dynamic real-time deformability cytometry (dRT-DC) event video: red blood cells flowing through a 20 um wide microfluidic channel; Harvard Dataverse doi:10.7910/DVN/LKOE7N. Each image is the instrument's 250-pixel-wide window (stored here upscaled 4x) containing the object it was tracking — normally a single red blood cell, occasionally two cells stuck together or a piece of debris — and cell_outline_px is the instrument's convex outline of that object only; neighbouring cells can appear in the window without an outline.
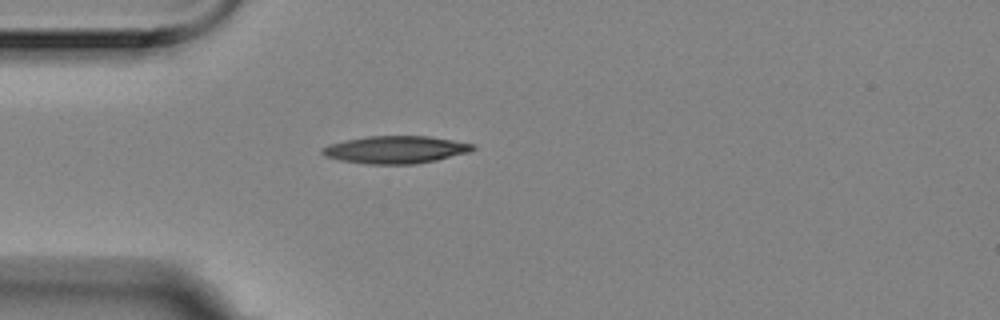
{"species": "Egyptian fruit bat (a non-hibernating species)", "species_latin": "Rousettus aegyptiacus", "temperature_condition": "room temperature", "stored_images_in_passage": 1, "camera_frame_rate_fps": 3000, "um_per_image_px": 0.085, "animal": {"sex": "female"}, "frame": {"image": 1, "passage_image": 1, "time_ms": 0.0, "image_size_px": [1000, 320], "cell_outline_px": [[476, 148], [468, 152], [436, 160], [416, 164], [368, 164], [340, 160], [324, 156], [320, 152], [320, 148], [328, 144], [344, 140], [368, 136], [428, 136], [476, 144]], "centroid_in_image_um": [33.59, 12.72], "position_along_channel_um": 51.4, "area_um2": 24.22}}